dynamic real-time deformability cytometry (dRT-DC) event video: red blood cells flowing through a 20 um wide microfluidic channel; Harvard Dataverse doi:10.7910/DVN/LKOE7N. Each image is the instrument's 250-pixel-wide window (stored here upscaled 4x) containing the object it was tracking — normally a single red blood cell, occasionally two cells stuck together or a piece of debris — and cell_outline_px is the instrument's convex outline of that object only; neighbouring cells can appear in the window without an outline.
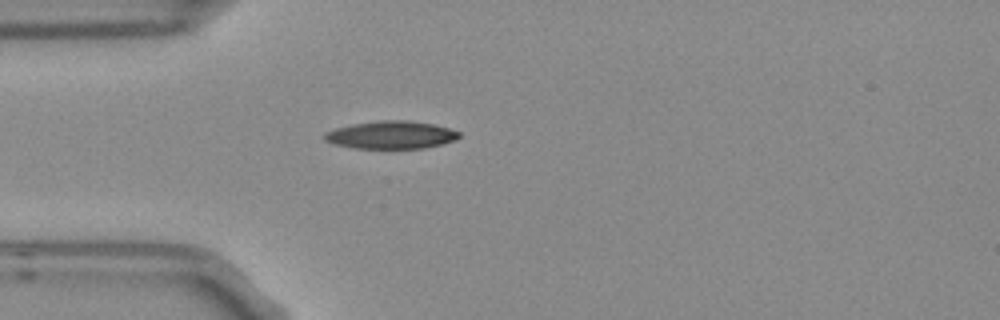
{"species": "Egyptian fruit bat (a non-hibernating species)", "species_latin": "Rousettus aegyptiacus", "temperature_condition": "room temperature", "stored_images_in_passage": 1, "camera_frame_rate_fps": 3000, "um_per_image_px": 0.085, "frame": {"image": 1, "passage_image": 1, "time_ms": 0.0, "image_size_px": [1000, 320], "cell_outline_px": [[460, 136], [456, 140], [424, 148], [352, 148], [332, 144], [324, 140], [320, 136], [324, 132], [336, 128], [352, 124], [376, 120], [408, 120], [432, 124], [448, 128], [460, 132]], "centroid_in_image_um": [33.17, 11.46], "position_along_channel_um": 51.8, "area_um2": 21.96}}